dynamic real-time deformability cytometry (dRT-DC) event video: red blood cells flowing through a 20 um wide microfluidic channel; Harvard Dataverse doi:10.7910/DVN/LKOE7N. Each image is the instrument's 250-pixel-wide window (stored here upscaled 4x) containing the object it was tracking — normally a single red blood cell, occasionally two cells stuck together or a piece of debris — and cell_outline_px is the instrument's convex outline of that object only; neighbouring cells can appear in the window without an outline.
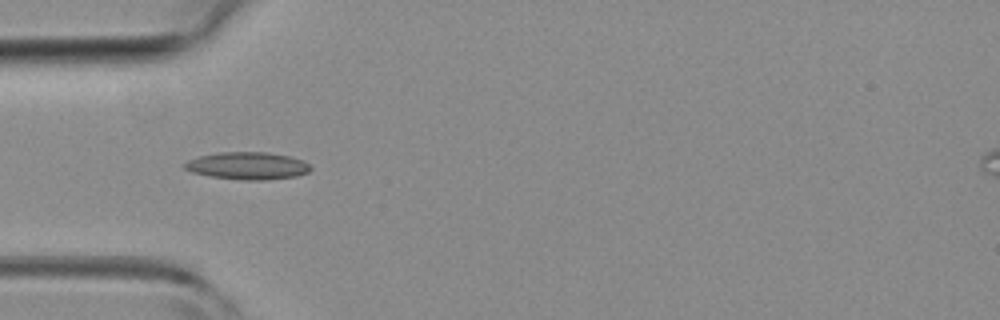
{"species": "common noctule bat (a hibernating species)", "species_latin": "Nyctalus noctula", "temperature_condition": "room temperature", "stored_images_in_passage": 3, "camera_frame_rate_fps": 3000, "um_per_image_px": 0.085, "animal": {"sex": "female", "body_mass_g": 19.3, "forearm_length_mm": 54.1}, "frame": {"image": 1, "passage_image": 2, "time_ms": 1.333, "image_size_px": [1000, 320], "cell_outline_px": [[312, 168], [308, 172], [296, 176], [268, 180], [244, 180], [208, 176], [192, 172], [184, 168], [180, 164], [188, 160], [200, 156], [220, 152], [268, 152], [288, 156], [304, 160]], "centroid_in_image_um": [21.02, 14.09], "position_along_channel_um": 64.0, "area_um2": 20.23}}
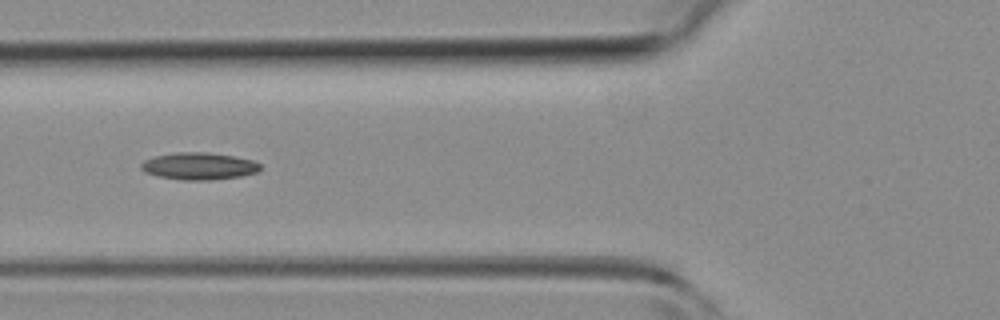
{"frame": {"image": 2, "passage_image": 3, "time_ms": 2.333, "image_size_px": [1000, 320], "cell_outline_px": [[260, 168], [256, 172], [240, 176], [212, 180], [184, 180], [160, 176], [144, 172], [140, 168], [140, 164], [144, 160], [156, 156], [176, 152], [208, 152], [232, 156], [252, 160], [260, 164]], "centroid_in_image_um": [16.88, 14.12], "position_along_channel_um": 108.9, "area_um2": 18.67}}